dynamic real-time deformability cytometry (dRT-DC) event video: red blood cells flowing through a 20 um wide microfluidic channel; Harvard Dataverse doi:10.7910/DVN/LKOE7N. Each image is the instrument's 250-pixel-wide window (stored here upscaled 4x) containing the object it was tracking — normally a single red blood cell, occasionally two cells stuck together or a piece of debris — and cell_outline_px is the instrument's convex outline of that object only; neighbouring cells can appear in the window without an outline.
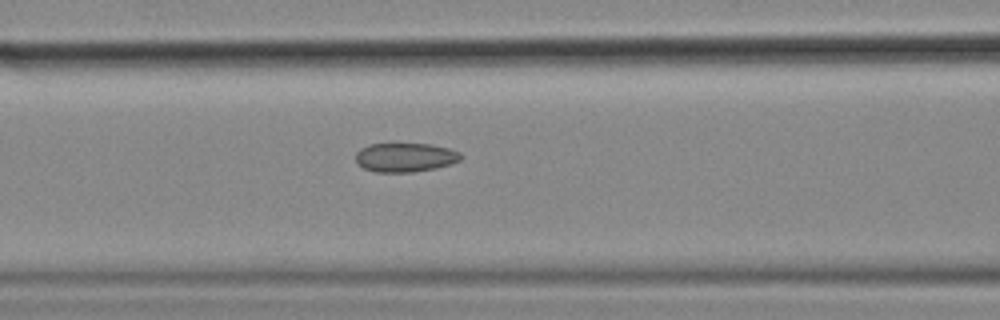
{"species": "common noctule bat (a hibernating species)", "species_latin": "Nyctalus noctula", "temperature_condition": "cold", "stored_images_in_passage": 20, "camera_frame_rate_fps": 3000, "um_per_image_px": 0.085, "animal": {"sex": "female", "body_mass_g": 18.4}, "frame": {"image": 1, "passage_image": 15, "time_ms": 4.667, "image_size_px": [1000, 320], "cell_outline_px": [[464, 156], [460, 160], [436, 168], [412, 172], [376, 172], [364, 168], [356, 160], [356, 152], [360, 148], [368, 144], [432, 144], [448, 148], [460, 152]], "centroid_in_image_um": [34.45, 13.37], "position_along_channel_um": 132.1, "area_um2": 17.74}}